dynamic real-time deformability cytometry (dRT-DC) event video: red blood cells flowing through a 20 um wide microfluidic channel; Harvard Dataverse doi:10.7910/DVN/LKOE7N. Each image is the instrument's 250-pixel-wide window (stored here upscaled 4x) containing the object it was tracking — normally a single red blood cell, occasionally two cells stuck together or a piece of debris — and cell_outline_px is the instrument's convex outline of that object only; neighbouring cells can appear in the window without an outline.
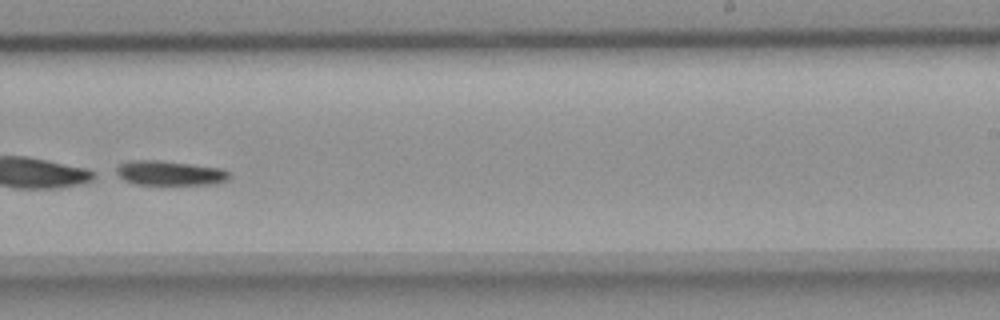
{"species": "common noctule bat (a hibernating species)", "species_latin": "Nyctalus noctula", "temperature_condition": "room temperature", "stored_images_in_passage": 47, "camera_frame_rate_fps": 3000, "um_per_image_px": 0.085, "animal": {"sex": "female", "body_mass_g": 18.4}, "frame": {"image": 1, "passage_image": 34, "time_ms": 11.0, "image_size_px": [1000, 320], "cell_outline_px": [[232, 176], [228, 180], [216, 184], [136, 184], [124, 180], [112, 172], [120, 164], [128, 160], [156, 160], [192, 164], [224, 168]], "centroid_in_image_um": [14.43, 14.7], "position_along_channel_um": 274.6, "area_um2": 16.42}}